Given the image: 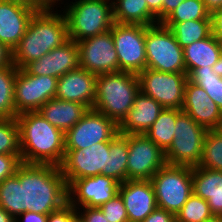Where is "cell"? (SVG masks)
<instances>
[{
	"label": "cell",
	"mask_w": 222,
	"mask_h": 222,
	"mask_svg": "<svg viewBox=\"0 0 222 222\" xmlns=\"http://www.w3.org/2000/svg\"><path fill=\"white\" fill-rule=\"evenodd\" d=\"M68 202V186L59 166L21 163L0 183V207L14 219L25 212L48 215Z\"/></svg>",
	"instance_id": "1"
},
{
	"label": "cell",
	"mask_w": 222,
	"mask_h": 222,
	"mask_svg": "<svg viewBox=\"0 0 222 222\" xmlns=\"http://www.w3.org/2000/svg\"><path fill=\"white\" fill-rule=\"evenodd\" d=\"M21 162L60 166L65 155V134L38 111L16 116Z\"/></svg>",
	"instance_id": "2"
},
{
	"label": "cell",
	"mask_w": 222,
	"mask_h": 222,
	"mask_svg": "<svg viewBox=\"0 0 222 222\" xmlns=\"http://www.w3.org/2000/svg\"><path fill=\"white\" fill-rule=\"evenodd\" d=\"M54 10L42 8L31 17L24 36L12 51V63L16 68H24L69 40L65 16L62 11Z\"/></svg>",
	"instance_id": "3"
},
{
	"label": "cell",
	"mask_w": 222,
	"mask_h": 222,
	"mask_svg": "<svg viewBox=\"0 0 222 222\" xmlns=\"http://www.w3.org/2000/svg\"><path fill=\"white\" fill-rule=\"evenodd\" d=\"M139 91L137 74L119 71L98 75L93 109L119 125L132 108Z\"/></svg>",
	"instance_id": "4"
},
{
	"label": "cell",
	"mask_w": 222,
	"mask_h": 222,
	"mask_svg": "<svg viewBox=\"0 0 222 222\" xmlns=\"http://www.w3.org/2000/svg\"><path fill=\"white\" fill-rule=\"evenodd\" d=\"M67 22L68 38L79 42L104 34L112 28V0H75L61 8Z\"/></svg>",
	"instance_id": "5"
},
{
	"label": "cell",
	"mask_w": 222,
	"mask_h": 222,
	"mask_svg": "<svg viewBox=\"0 0 222 222\" xmlns=\"http://www.w3.org/2000/svg\"><path fill=\"white\" fill-rule=\"evenodd\" d=\"M157 207L176 215L193 193L192 167L165 164L150 179Z\"/></svg>",
	"instance_id": "6"
},
{
	"label": "cell",
	"mask_w": 222,
	"mask_h": 222,
	"mask_svg": "<svg viewBox=\"0 0 222 222\" xmlns=\"http://www.w3.org/2000/svg\"><path fill=\"white\" fill-rule=\"evenodd\" d=\"M146 68L169 73H186L183 48L170 28L162 23L146 26Z\"/></svg>",
	"instance_id": "7"
},
{
	"label": "cell",
	"mask_w": 222,
	"mask_h": 222,
	"mask_svg": "<svg viewBox=\"0 0 222 222\" xmlns=\"http://www.w3.org/2000/svg\"><path fill=\"white\" fill-rule=\"evenodd\" d=\"M207 129L181 111L176 118L174 140L165 152L166 164L197 166Z\"/></svg>",
	"instance_id": "8"
},
{
	"label": "cell",
	"mask_w": 222,
	"mask_h": 222,
	"mask_svg": "<svg viewBox=\"0 0 222 222\" xmlns=\"http://www.w3.org/2000/svg\"><path fill=\"white\" fill-rule=\"evenodd\" d=\"M118 55V72L139 74L146 69V26L114 22L110 29Z\"/></svg>",
	"instance_id": "9"
},
{
	"label": "cell",
	"mask_w": 222,
	"mask_h": 222,
	"mask_svg": "<svg viewBox=\"0 0 222 222\" xmlns=\"http://www.w3.org/2000/svg\"><path fill=\"white\" fill-rule=\"evenodd\" d=\"M140 91L164 108L182 110L186 73L161 72L146 68L138 74Z\"/></svg>",
	"instance_id": "10"
},
{
	"label": "cell",
	"mask_w": 222,
	"mask_h": 222,
	"mask_svg": "<svg viewBox=\"0 0 222 222\" xmlns=\"http://www.w3.org/2000/svg\"><path fill=\"white\" fill-rule=\"evenodd\" d=\"M57 80L56 77L31 75L24 68L18 69L14 90L16 114L38 111L47 101L55 98Z\"/></svg>",
	"instance_id": "11"
},
{
	"label": "cell",
	"mask_w": 222,
	"mask_h": 222,
	"mask_svg": "<svg viewBox=\"0 0 222 222\" xmlns=\"http://www.w3.org/2000/svg\"><path fill=\"white\" fill-rule=\"evenodd\" d=\"M118 134V125L104 114L89 109L81 120L65 133V150L89 148L110 142Z\"/></svg>",
	"instance_id": "12"
},
{
	"label": "cell",
	"mask_w": 222,
	"mask_h": 222,
	"mask_svg": "<svg viewBox=\"0 0 222 222\" xmlns=\"http://www.w3.org/2000/svg\"><path fill=\"white\" fill-rule=\"evenodd\" d=\"M109 156V142H100L89 148L65 150L60 170L67 186L75 179L107 176V161Z\"/></svg>",
	"instance_id": "13"
},
{
	"label": "cell",
	"mask_w": 222,
	"mask_h": 222,
	"mask_svg": "<svg viewBox=\"0 0 222 222\" xmlns=\"http://www.w3.org/2000/svg\"><path fill=\"white\" fill-rule=\"evenodd\" d=\"M165 164V153L147 136L128 135L127 180H150Z\"/></svg>",
	"instance_id": "14"
},
{
	"label": "cell",
	"mask_w": 222,
	"mask_h": 222,
	"mask_svg": "<svg viewBox=\"0 0 222 222\" xmlns=\"http://www.w3.org/2000/svg\"><path fill=\"white\" fill-rule=\"evenodd\" d=\"M79 67L95 75L118 72V55L111 31L77 42Z\"/></svg>",
	"instance_id": "15"
},
{
	"label": "cell",
	"mask_w": 222,
	"mask_h": 222,
	"mask_svg": "<svg viewBox=\"0 0 222 222\" xmlns=\"http://www.w3.org/2000/svg\"><path fill=\"white\" fill-rule=\"evenodd\" d=\"M120 183L106 175L75 179L68 186V202L76 209L100 207L118 194Z\"/></svg>",
	"instance_id": "16"
},
{
	"label": "cell",
	"mask_w": 222,
	"mask_h": 222,
	"mask_svg": "<svg viewBox=\"0 0 222 222\" xmlns=\"http://www.w3.org/2000/svg\"><path fill=\"white\" fill-rule=\"evenodd\" d=\"M79 67L77 42L68 40L40 59L28 63L24 69L31 75L59 78Z\"/></svg>",
	"instance_id": "17"
},
{
	"label": "cell",
	"mask_w": 222,
	"mask_h": 222,
	"mask_svg": "<svg viewBox=\"0 0 222 222\" xmlns=\"http://www.w3.org/2000/svg\"><path fill=\"white\" fill-rule=\"evenodd\" d=\"M182 111L207 130L219 129L222 122V111L217 104L202 87L190 80L185 85Z\"/></svg>",
	"instance_id": "18"
},
{
	"label": "cell",
	"mask_w": 222,
	"mask_h": 222,
	"mask_svg": "<svg viewBox=\"0 0 222 222\" xmlns=\"http://www.w3.org/2000/svg\"><path fill=\"white\" fill-rule=\"evenodd\" d=\"M129 222H143L156 208V196L150 180H126L119 185Z\"/></svg>",
	"instance_id": "19"
},
{
	"label": "cell",
	"mask_w": 222,
	"mask_h": 222,
	"mask_svg": "<svg viewBox=\"0 0 222 222\" xmlns=\"http://www.w3.org/2000/svg\"><path fill=\"white\" fill-rule=\"evenodd\" d=\"M97 75L78 67L69 71L57 80L55 98L81 103L88 109H93L96 97Z\"/></svg>",
	"instance_id": "20"
},
{
	"label": "cell",
	"mask_w": 222,
	"mask_h": 222,
	"mask_svg": "<svg viewBox=\"0 0 222 222\" xmlns=\"http://www.w3.org/2000/svg\"><path fill=\"white\" fill-rule=\"evenodd\" d=\"M42 7L0 0V42L11 51L24 36L31 17Z\"/></svg>",
	"instance_id": "21"
},
{
	"label": "cell",
	"mask_w": 222,
	"mask_h": 222,
	"mask_svg": "<svg viewBox=\"0 0 222 222\" xmlns=\"http://www.w3.org/2000/svg\"><path fill=\"white\" fill-rule=\"evenodd\" d=\"M163 109L160 103L139 91L132 108L118 125V133L122 135L145 134Z\"/></svg>",
	"instance_id": "22"
},
{
	"label": "cell",
	"mask_w": 222,
	"mask_h": 222,
	"mask_svg": "<svg viewBox=\"0 0 222 222\" xmlns=\"http://www.w3.org/2000/svg\"><path fill=\"white\" fill-rule=\"evenodd\" d=\"M193 193L207 201L214 216H222V171L192 167Z\"/></svg>",
	"instance_id": "23"
},
{
	"label": "cell",
	"mask_w": 222,
	"mask_h": 222,
	"mask_svg": "<svg viewBox=\"0 0 222 222\" xmlns=\"http://www.w3.org/2000/svg\"><path fill=\"white\" fill-rule=\"evenodd\" d=\"M88 110L81 103L52 98L40 107L38 113L65 134Z\"/></svg>",
	"instance_id": "24"
},
{
	"label": "cell",
	"mask_w": 222,
	"mask_h": 222,
	"mask_svg": "<svg viewBox=\"0 0 222 222\" xmlns=\"http://www.w3.org/2000/svg\"><path fill=\"white\" fill-rule=\"evenodd\" d=\"M187 76L196 68H212L222 54L221 42L211 34L183 48Z\"/></svg>",
	"instance_id": "25"
},
{
	"label": "cell",
	"mask_w": 222,
	"mask_h": 222,
	"mask_svg": "<svg viewBox=\"0 0 222 222\" xmlns=\"http://www.w3.org/2000/svg\"><path fill=\"white\" fill-rule=\"evenodd\" d=\"M113 19L120 24H157L156 16L149 10L146 0H112Z\"/></svg>",
	"instance_id": "26"
},
{
	"label": "cell",
	"mask_w": 222,
	"mask_h": 222,
	"mask_svg": "<svg viewBox=\"0 0 222 222\" xmlns=\"http://www.w3.org/2000/svg\"><path fill=\"white\" fill-rule=\"evenodd\" d=\"M171 29L178 44L185 48L193 42L209 37L212 34V19H198L185 22H162Z\"/></svg>",
	"instance_id": "27"
},
{
	"label": "cell",
	"mask_w": 222,
	"mask_h": 222,
	"mask_svg": "<svg viewBox=\"0 0 222 222\" xmlns=\"http://www.w3.org/2000/svg\"><path fill=\"white\" fill-rule=\"evenodd\" d=\"M180 109L164 108L156 121L144 134L152 140L164 153L169 149L174 140L175 123Z\"/></svg>",
	"instance_id": "28"
},
{
	"label": "cell",
	"mask_w": 222,
	"mask_h": 222,
	"mask_svg": "<svg viewBox=\"0 0 222 222\" xmlns=\"http://www.w3.org/2000/svg\"><path fill=\"white\" fill-rule=\"evenodd\" d=\"M128 135L118 133L109 142L107 176L120 184L127 180Z\"/></svg>",
	"instance_id": "29"
},
{
	"label": "cell",
	"mask_w": 222,
	"mask_h": 222,
	"mask_svg": "<svg viewBox=\"0 0 222 222\" xmlns=\"http://www.w3.org/2000/svg\"><path fill=\"white\" fill-rule=\"evenodd\" d=\"M18 68L13 64L0 68V119L16 118L14 105L15 79Z\"/></svg>",
	"instance_id": "30"
},
{
	"label": "cell",
	"mask_w": 222,
	"mask_h": 222,
	"mask_svg": "<svg viewBox=\"0 0 222 222\" xmlns=\"http://www.w3.org/2000/svg\"><path fill=\"white\" fill-rule=\"evenodd\" d=\"M197 166L222 171V133L218 129L207 131Z\"/></svg>",
	"instance_id": "31"
},
{
	"label": "cell",
	"mask_w": 222,
	"mask_h": 222,
	"mask_svg": "<svg viewBox=\"0 0 222 222\" xmlns=\"http://www.w3.org/2000/svg\"><path fill=\"white\" fill-rule=\"evenodd\" d=\"M188 80L202 87L222 111V78L212 68H196L188 75Z\"/></svg>",
	"instance_id": "32"
},
{
	"label": "cell",
	"mask_w": 222,
	"mask_h": 222,
	"mask_svg": "<svg viewBox=\"0 0 222 222\" xmlns=\"http://www.w3.org/2000/svg\"><path fill=\"white\" fill-rule=\"evenodd\" d=\"M213 216L207 201L192 193L175 218L176 222H204Z\"/></svg>",
	"instance_id": "33"
},
{
	"label": "cell",
	"mask_w": 222,
	"mask_h": 222,
	"mask_svg": "<svg viewBox=\"0 0 222 222\" xmlns=\"http://www.w3.org/2000/svg\"><path fill=\"white\" fill-rule=\"evenodd\" d=\"M198 19H211L203 0H184L163 22H185Z\"/></svg>",
	"instance_id": "34"
},
{
	"label": "cell",
	"mask_w": 222,
	"mask_h": 222,
	"mask_svg": "<svg viewBox=\"0 0 222 222\" xmlns=\"http://www.w3.org/2000/svg\"><path fill=\"white\" fill-rule=\"evenodd\" d=\"M0 154L21 155L16 118L0 119Z\"/></svg>",
	"instance_id": "35"
},
{
	"label": "cell",
	"mask_w": 222,
	"mask_h": 222,
	"mask_svg": "<svg viewBox=\"0 0 222 222\" xmlns=\"http://www.w3.org/2000/svg\"><path fill=\"white\" fill-rule=\"evenodd\" d=\"M99 208L108 222H129L127 210L119 193L102 204Z\"/></svg>",
	"instance_id": "36"
},
{
	"label": "cell",
	"mask_w": 222,
	"mask_h": 222,
	"mask_svg": "<svg viewBox=\"0 0 222 222\" xmlns=\"http://www.w3.org/2000/svg\"><path fill=\"white\" fill-rule=\"evenodd\" d=\"M21 163V155L0 154V183L14 175Z\"/></svg>",
	"instance_id": "37"
},
{
	"label": "cell",
	"mask_w": 222,
	"mask_h": 222,
	"mask_svg": "<svg viewBox=\"0 0 222 222\" xmlns=\"http://www.w3.org/2000/svg\"><path fill=\"white\" fill-rule=\"evenodd\" d=\"M47 222H77V211L69 202L48 214Z\"/></svg>",
	"instance_id": "38"
},
{
	"label": "cell",
	"mask_w": 222,
	"mask_h": 222,
	"mask_svg": "<svg viewBox=\"0 0 222 222\" xmlns=\"http://www.w3.org/2000/svg\"><path fill=\"white\" fill-rule=\"evenodd\" d=\"M76 211L77 222H108L99 207H81L77 208Z\"/></svg>",
	"instance_id": "39"
},
{
	"label": "cell",
	"mask_w": 222,
	"mask_h": 222,
	"mask_svg": "<svg viewBox=\"0 0 222 222\" xmlns=\"http://www.w3.org/2000/svg\"><path fill=\"white\" fill-rule=\"evenodd\" d=\"M143 222H176V218L174 214L157 207Z\"/></svg>",
	"instance_id": "40"
},
{
	"label": "cell",
	"mask_w": 222,
	"mask_h": 222,
	"mask_svg": "<svg viewBox=\"0 0 222 222\" xmlns=\"http://www.w3.org/2000/svg\"><path fill=\"white\" fill-rule=\"evenodd\" d=\"M212 34L221 42L222 41V8L211 13Z\"/></svg>",
	"instance_id": "41"
},
{
	"label": "cell",
	"mask_w": 222,
	"mask_h": 222,
	"mask_svg": "<svg viewBox=\"0 0 222 222\" xmlns=\"http://www.w3.org/2000/svg\"><path fill=\"white\" fill-rule=\"evenodd\" d=\"M48 215L34 213V212H25L19 215L15 222H47ZM21 219V220H20Z\"/></svg>",
	"instance_id": "42"
},
{
	"label": "cell",
	"mask_w": 222,
	"mask_h": 222,
	"mask_svg": "<svg viewBox=\"0 0 222 222\" xmlns=\"http://www.w3.org/2000/svg\"><path fill=\"white\" fill-rule=\"evenodd\" d=\"M12 64V51L0 42V68L11 66Z\"/></svg>",
	"instance_id": "43"
},
{
	"label": "cell",
	"mask_w": 222,
	"mask_h": 222,
	"mask_svg": "<svg viewBox=\"0 0 222 222\" xmlns=\"http://www.w3.org/2000/svg\"><path fill=\"white\" fill-rule=\"evenodd\" d=\"M184 0H163L162 3V22L177 8Z\"/></svg>",
	"instance_id": "44"
},
{
	"label": "cell",
	"mask_w": 222,
	"mask_h": 222,
	"mask_svg": "<svg viewBox=\"0 0 222 222\" xmlns=\"http://www.w3.org/2000/svg\"><path fill=\"white\" fill-rule=\"evenodd\" d=\"M149 10L156 16L157 22L162 23L163 0H146Z\"/></svg>",
	"instance_id": "45"
},
{
	"label": "cell",
	"mask_w": 222,
	"mask_h": 222,
	"mask_svg": "<svg viewBox=\"0 0 222 222\" xmlns=\"http://www.w3.org/2000/svg\"><path fill=\"white\" fill-rule=\"evenodd\" d=\"M206 9L213 13L215 10L222 8V0H203Z\"/></svg>",
	"instance_id": "46"
},
{
	"label": "cell",
	"mask_w": 222,
	"mask_h": 222,
	"mask_svg": "<svg viewBox=\"0 0 222 222\" xmlns=\"http://www.w3.org/2000/svg\"><path fill=\"white\" fill-rule=\"evenodd\" d=\"M42 8H56L58 7L56 4L60 1L63 4L65 1L63 0H35ZM63 2V3H62Z\"/></svg>",
	"instance_id": "47"
},
{
	"label": "cell",
	"mask_w": 222,
	"mask_h": 222,
	"mask_svg": "<svg viewBox=\"0 0 222 222\" xmlns=\"http://www.w3.org/2000/svg\"><path fill=\"white\" fill-rule=\"evenodd\" d=\"M0 222H15V219L2 207H0Z\"/></svg>",
	"instance_id": "48"
},
{
	"label": "cell",
	"mask_w": 222,
	"mask_h": 222,
	"mask_svg": "<svg viewBox=\"0 0 222 222\" xmlns=\"http://www.w3.org/2000/svg\"><path fill=\"white\" fill-rule=\"evenodd\" d=\"M3 1L16 2L26 5L28 7H41L35 0H3Z\"/></svg>",
	"instance_id": "49"
},
{
	"label": "cell",
	"mask_w": 222,
	"mask_h": 222,
	"mask_svg": "<svg viewBox=\"0 0 222 222\" xmlns=\"http://www.w3.org/2000/svg\"><path fill=\"white\" fill-rule=\"evenodd\" d=\"M212 69L217 76L222 78V54L218 61L213 65Z\"/></svg>",
	"instance_id": "50"
},
{
	"label": "cell",
	"mask_w": 222,
	"mask_h": 222,
	"mask_svg": "<svg viewBox=\"0 0 222 222\" xmlns=\"http://www.w3.org/2000/svg\"><path fill=\"white\" fill-rule=\"evenodd\" d=\"M204 222H222V216H213Z\"/></svg>",
	"instance_id": "51"
},
{
	"label": "cell",
	"mask_w": 222,
	"mask_h": 222,
	"mask_svg": "<svg viewBox=\"0 0 222 222\" xmlns=\"http://www.w3.org/2000/svg\"><path fill=\"white\" fill-rule=\"evenodd\" d=\"M218 130L222 133V122Z\"/></svg>",
	"instance_id": "52"
}]
</instances>
